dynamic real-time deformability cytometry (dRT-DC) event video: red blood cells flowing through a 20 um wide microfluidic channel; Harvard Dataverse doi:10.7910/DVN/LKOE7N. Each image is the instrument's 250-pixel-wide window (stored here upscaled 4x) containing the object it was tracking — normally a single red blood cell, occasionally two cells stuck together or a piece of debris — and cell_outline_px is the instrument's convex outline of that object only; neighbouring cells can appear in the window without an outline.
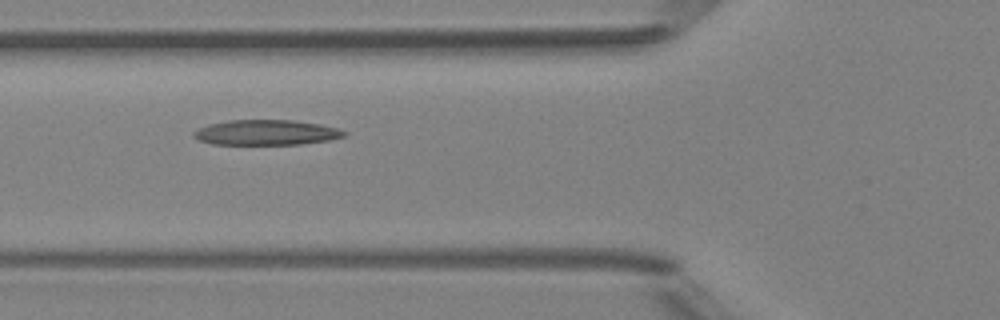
{"species": "Egyptian fruit bat (a non-hibernating species)", "species_latin": "Rousettus aegyptiacus", "temperature_condition": "room temperature", "stored_images_in_passage": 5, "camera_frame_rate_fps": 3000, "um_per_image_px": 0.085, "animal": {"sex": "female"}, "frame": {"image": 1, "passage_image": 2, "time_ms": 1.0, "image_size_px": [1000, 320], "cell_outline_px": [[348, 132], [344, 136], [328, 140], [300, 144], [212, 144], [200, 140], [192, 136], [192, 132], [208, 124], [228, 120], [292, 120], [320, 124], [340, 128]], "centroid_in_image_um": [22.64, 11.25], "position_along_channel_um": 103.2, "area_um2": 22.08}}
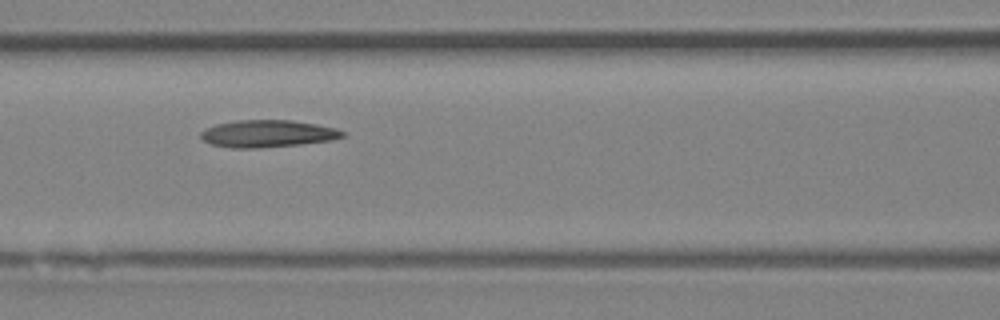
{"frame": {"image": 2, "passage_image": 3, "time_ms": 2.0, "image_size_px": [1000, 320], "cell_outline_px": [[344, 136], [332, 140], [300, 144], [260, 148], [232, 148], [212, 144], [204, 140], [200, 136], [200, 132], [204, 128], [216, 124], [236, 120], [292, 120], [316, 124], [336, 128], [344, 132]], "centroid_in_image_um": [22.73, 11.35], "position_along_channel_um": 143.9, "area_um2": 22.48}}
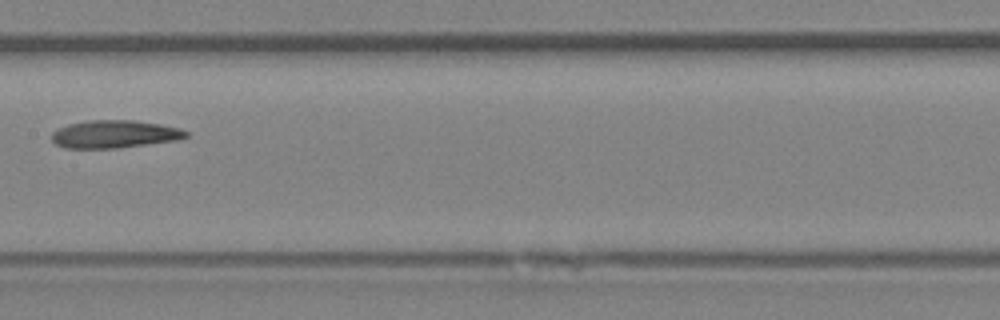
{"frame": {"image": 3, "passage_image": 4, "time_ms": 3.333, "image_size_px": [1000, 320], "cell_outline_px": [[188, 136], [176, 140], [116, 148], [64, 148], [56, 144], [52, 140], [52, 132], [68, 124], [88, 120], [136, 120], [160, 124], [180, 128], [188, 132]], "centroid_in_image_um": [9.73, 11.39], "position_along_channel_um": 197.7, "area_um2": 21.62}}